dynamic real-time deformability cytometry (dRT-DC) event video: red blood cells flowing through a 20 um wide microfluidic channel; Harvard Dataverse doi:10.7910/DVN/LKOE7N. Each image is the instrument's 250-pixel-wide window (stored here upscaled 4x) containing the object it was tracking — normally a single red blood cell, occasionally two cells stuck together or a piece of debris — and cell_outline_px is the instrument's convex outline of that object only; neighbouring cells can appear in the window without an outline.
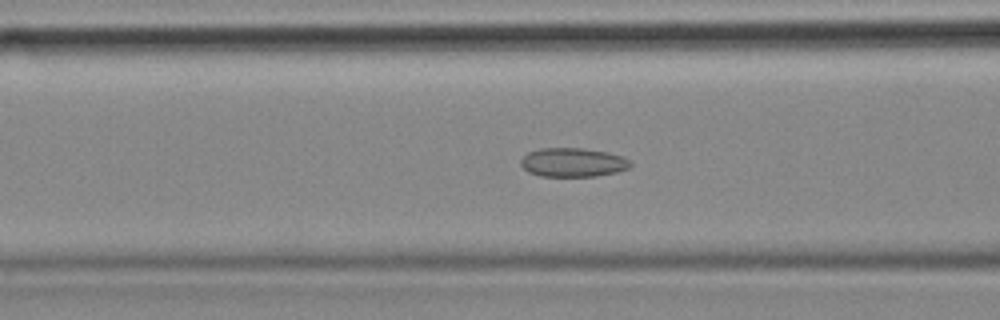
{"species": "common noctule bat (a hibernating species)", "species_latin": "Nyctalus noctula", "temperature_condition": "cold", "stored_images_in_passage": 56, "camera_frame_rate_fps": 3000, "um_per_image_px": 0.085, "animal": {"sex": "female", "body_mass_g": 18.4}, "frame": {"image": 1, "passage_image": 22, "time_ms": 7.0, "image_size_px": [1000, 320], "cell_outline_px": [[632, 164], [628, 168], [616, 172], [596, 176], [540, 176], [528, 172], [520, 164], [520, 160], [528, 152], [540, 148], [584, 148], [608, 152], [624, 156]], "centroid_in_image_um": [48.69, 13.79], "position_along_channel_um": 117.9, "area_um2": 18.55}}
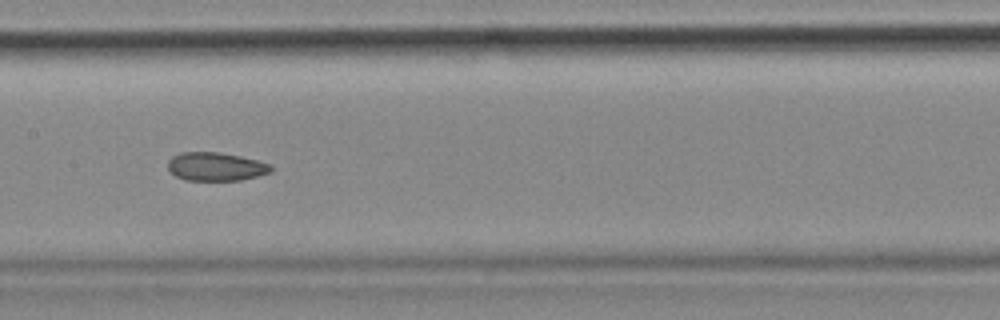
{"frame": {"image": 2, "passage_image": 28, "time_ms": 9.0, "image_size_px": [1000, 320], "cell_outline_px": [[272, 172], [240, 180], [184, 180], [176, 176], [168, 168], [168, 160], [172, 156], [180, 152], [220, 152], [240, 156], [256, 160], [268, 164], [272, 168]], "centroid_in_image_um": [18.31, 14.15], "position_along_channel_um": 189.1, "area_um2": 16.99}}
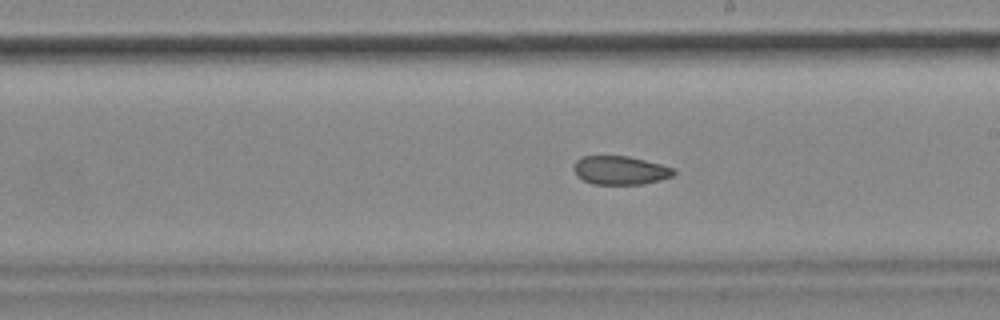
{"frame": {"image": 3, "passage_image": 32, "time_ms": 10.333, "image_size_px": [1000, 320], "cell_outline_px": [[676, 172], [672, 176], [660, 180], [644, 184], [592, 184], [576, 176], [572, 168], [576, 160], [580, 156], [628, 156], [676, 168]], "centroid_in_image_um": [52.7, 14.47], "position_along_channel_um": 236.3, "area_um2": 16.82}, "authors_computed_cell_mechanics": {"area_um2": 18.6983, "velocity_mm_per_s": 3.5612, "shape_relaxation_time_tau1_ms": null, "shape_relaxation_time_tau2_ms": 4.1754, "deformation_change_tau1": null, "deformation_change_tau2": 0.0947}}